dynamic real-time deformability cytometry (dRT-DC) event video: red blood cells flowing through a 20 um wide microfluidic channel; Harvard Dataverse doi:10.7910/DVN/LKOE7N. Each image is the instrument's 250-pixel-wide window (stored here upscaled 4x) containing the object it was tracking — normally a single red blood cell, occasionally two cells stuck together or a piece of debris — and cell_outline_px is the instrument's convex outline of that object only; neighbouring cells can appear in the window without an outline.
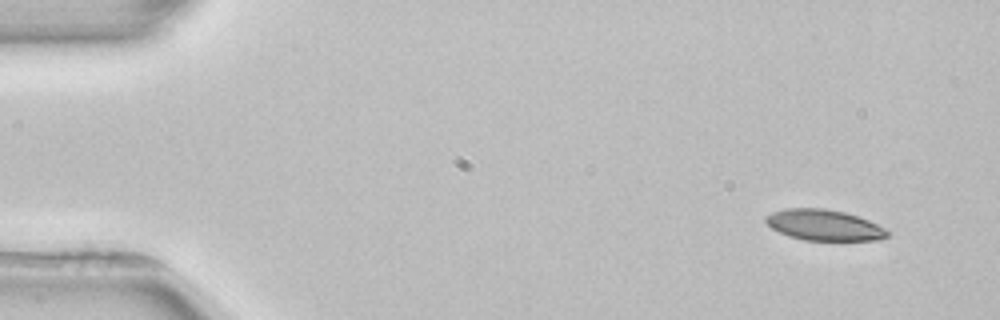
{"species": "common noctule bat (a hibernating species)", "species_latin": "Nyctalus noctula", "temperature_condition": "room temperature", "stored_images_in_passage": 3, "camera_frame_rate_fps": 3000, "um_per_image_px": 0.085, "animal": {"sex": "female", "body_mass_g": 22.7, "forearm_length_mm": 54.2}, "frame": {"image": 1, "passage_image": 1, "time_ms": 0.0, "image_size_px": [1000, 320], "cell_outline_px": [[888, 236], [880, 240], [804, 240], [788, 236], [772, 228], [764, 220], [764, 216], [772, 212], [784, 208], [824, 208], [844, 212], [868, 220], [884, 228], [888, 232]], "centroid_in_image_um": [70.01, 19.13], "position_along_channel_um": 15.0, "area_um2": 21.79}}
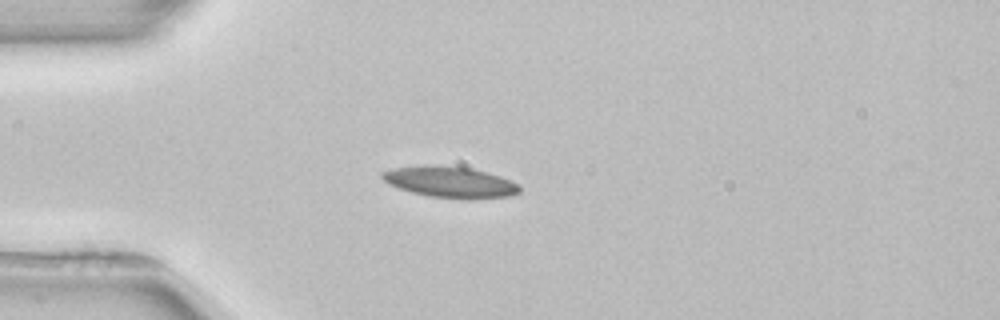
{"frame": {"image": 2, "passage_image": 3, "time_ms": 3.333, "image_size_px": [1000, 320], "cell_outline_px": [[520, 192], [508, 196], [428, 196], [412, 192], [388, 184], [380, 176], [380, 172], [396, 168], [468, 168], [500, 176], [520, 184]], "centroid_in_image_um": [38.26, 15.48], "position_along_channel_um": 46.7, "area_um2": 22.72}}